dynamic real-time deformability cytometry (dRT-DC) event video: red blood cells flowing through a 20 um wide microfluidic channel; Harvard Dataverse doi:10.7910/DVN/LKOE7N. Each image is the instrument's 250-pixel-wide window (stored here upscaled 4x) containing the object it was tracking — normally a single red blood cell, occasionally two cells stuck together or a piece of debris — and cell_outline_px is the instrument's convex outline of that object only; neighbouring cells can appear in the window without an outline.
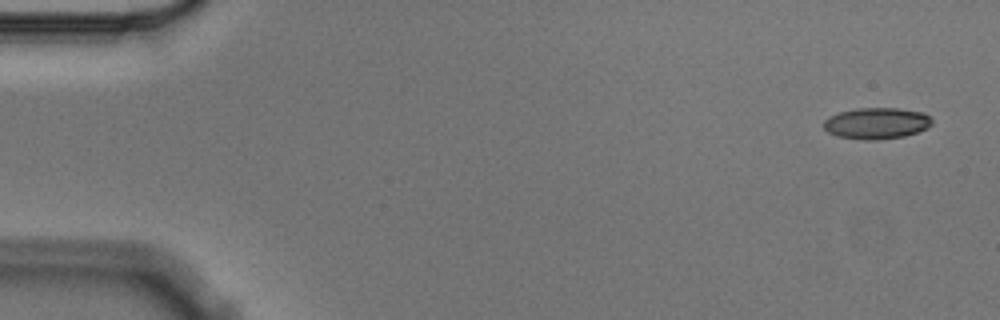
{"species": "Egyptian fruit bat (a non-hibernating species)", "species_latin": "Rousettus aegyptiacus", "temperature_condition": "cold", "stored_images_in_passage": 5, "segment_of_instrument_passage": [1, 2], "camera_frame_rate_fps": 3000, "um_per_image_px": 0.085, "animal": {"sex": "male"}, "frame": {"image": 1, "passage_image": 1, "time_ms": 0.0, "image_size_px": [1000, 320], "cell_outline_px": [[932, 124], [928, 128], [904, 136], [876, 140], [864, 140], [836, 136], [828, 132], [824, 128], [824, 120], [828, 116], [840, 112], [856, 108], [900, 108], [924, 112], [932, 120]], "centroid_in_image_um": [74.5, 10.47], "position_along_channel_um": 10.5, "area_um2": 19.88}}